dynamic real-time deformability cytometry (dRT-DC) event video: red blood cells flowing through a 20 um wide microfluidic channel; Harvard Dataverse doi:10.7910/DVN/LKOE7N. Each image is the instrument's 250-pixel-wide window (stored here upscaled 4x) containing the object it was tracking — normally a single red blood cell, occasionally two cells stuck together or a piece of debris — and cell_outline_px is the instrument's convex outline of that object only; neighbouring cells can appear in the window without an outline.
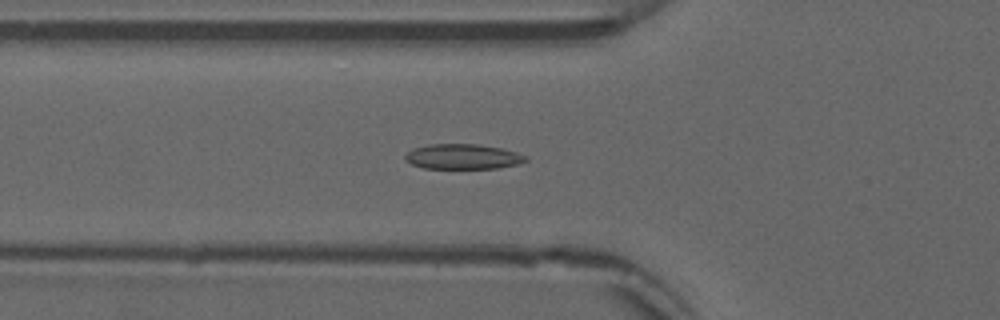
{"species": "common noctule bat (a hibernating species)", "species_latin": "Nyctalus noctula", "temperature_condition": "warm", "stored_images_in_passage": 43, "camera_frame_rate_fps": 3000, "um_per_image_px": 0.085, "animal": {"sex": "male", "forearm_length_mm": 52.5}, "frame": {"image": 1, "passage_image": 9, "time_ms": 2.667, "image_size_px": [1000, 320], "cell_outline_px": [[528, 160], [520, 164], [496, 168], [424, 168], [412, 164], [404, 160], [404, 156], [412, 148], [428, 144], [476, 144], [500, 148], [516, 152], [528, 156]], "centroid_in_image_um": [39.34, 13.31], "position_along_channel_um": 86.5, "area_um2": 17.69}}
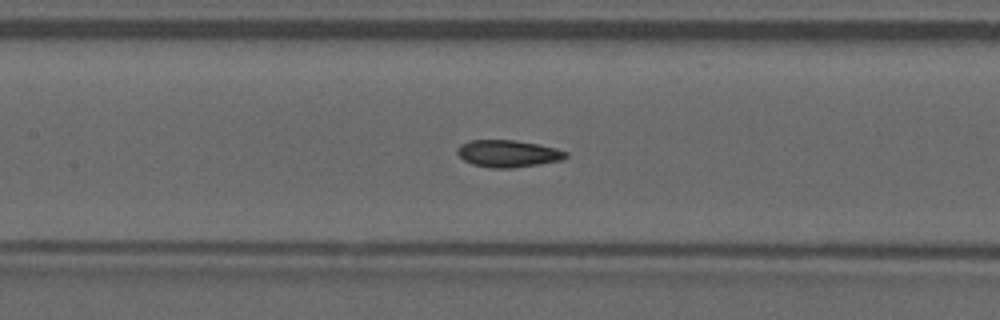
{"frame": {"image": 2, "passage_image": 15, "time_ms": 4.667, "image_size_px": [1000, 320], "cell_outline_px": [[568, 156], [564, 160], [540, 164], [512, 168], [488, 168], [472, 164], [464, 160], [456, 152], [460, 144], [472, 140], [516, 140], [556, 148], [568, 152]], "centroid_in_image_um": [43.2, 13.06], "position_along_channel_um": 164.2, "area_um2": 17.22}}
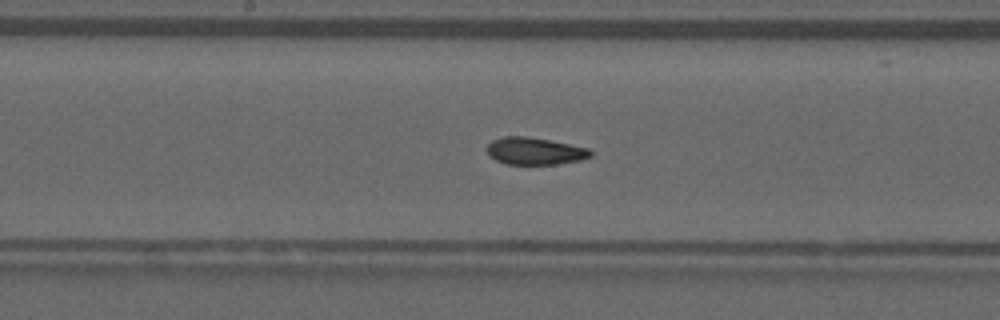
{"frame": {"image": 3, "passage_image": 18, "time_ms": 5.667, "image_size_px": [1000, 320], "cell_outline_px": [[592, 156], [580, 160], [556, 164], [504, 164], [488, 156], [488, 144], [492, 140], [504, 136], [528, 136], [588, 148], [592, 152]], "centroid_in_image_um": [45.43, 12.84], "position_along_channel_um": 202.8, "area_um2": 16.36}, "authors_computed_cell_mechanics": {"area_um2": 16.9932, "velocity_mm_per_s": 3.8598, "shape_relaxation_time_tau1_ms": 6.9846, "shape_relaxation_time_tau2_ms": 1.6818, "deformation_change_tau1": 0.1798, "deformation_change_tau2": 0.0427}}